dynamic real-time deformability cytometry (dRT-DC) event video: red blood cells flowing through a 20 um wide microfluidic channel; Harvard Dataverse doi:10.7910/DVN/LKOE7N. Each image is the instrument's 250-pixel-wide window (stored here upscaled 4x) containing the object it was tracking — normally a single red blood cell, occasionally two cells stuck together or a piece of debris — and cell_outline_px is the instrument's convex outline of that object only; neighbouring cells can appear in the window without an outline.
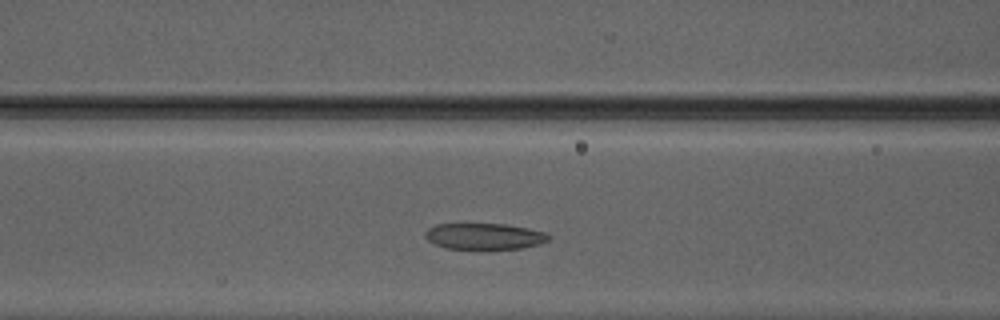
{"species": "Egyptian fruit bat (a non-hibernating species)", "species_latin": "Rousettus aegyptiacus", "temperature_condition": "warm", "stored_images_in_passage": 26, "camera_frame_rate_fps": 3000, "um_per_image_px": 0.085, "animal": {"sex": "male"}, "frame": {"image": 1, "passage_image": 11, "time_ms": 3.333, "image_size_px": [1000, 320], "cell_outline_px": [[552, 236], [548, 240], [540, 244], [520, 248], [484, 252], [480, 252], [444, 248], [428, 240], [424, 236], [424, 232], [428, 228], [436, 224], [504, 224], [544, 232]], "centroid_in_image_um": [41.13, 20.14], "position_along_channel_um": 125.5, "area_um2": 19.65}}
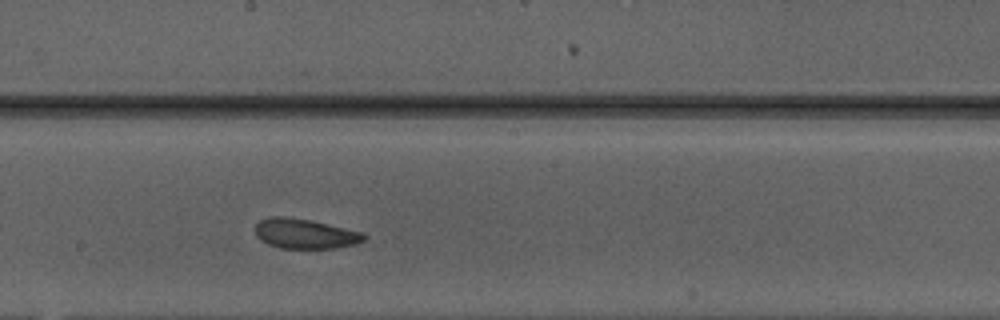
{"frame": {"image": 2, "passage_image": 18, "time_ms": 5.667, "image_size_px": [1000, 320], "cell_outline_px": [[368, 236], [364, 240], [356, 244], [336, 248], [280, 248], [268, 244], [260, 240], [256, 236], [256, 224], [260, 220], [268, 216], [288, 216], [312, 220], [364, 232]], "centroid_in_image_um": [25.94, 19.85], "position_along_channel_um": 222.3, "area_um2": 19.25}}
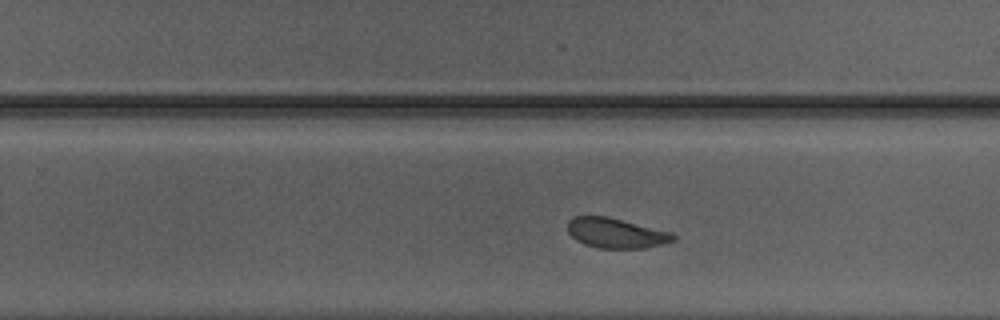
{"frame": {"image": 3, "passage_image": 22, "time_ms": 7.0, "image_size_px": [1000, 320], "cell_outline_px": [[676, 240], [664, 244], [644, 248], [596, 248], [584, 244], [576, 240], [568, 232], [568, 220], [572, 216], [608, 216], [672, 232], [676, 236]], "centroid_in_image_um": [52.37, 19.81], "position_along_channel_um": 277.4, "area_um2": 18.67}}